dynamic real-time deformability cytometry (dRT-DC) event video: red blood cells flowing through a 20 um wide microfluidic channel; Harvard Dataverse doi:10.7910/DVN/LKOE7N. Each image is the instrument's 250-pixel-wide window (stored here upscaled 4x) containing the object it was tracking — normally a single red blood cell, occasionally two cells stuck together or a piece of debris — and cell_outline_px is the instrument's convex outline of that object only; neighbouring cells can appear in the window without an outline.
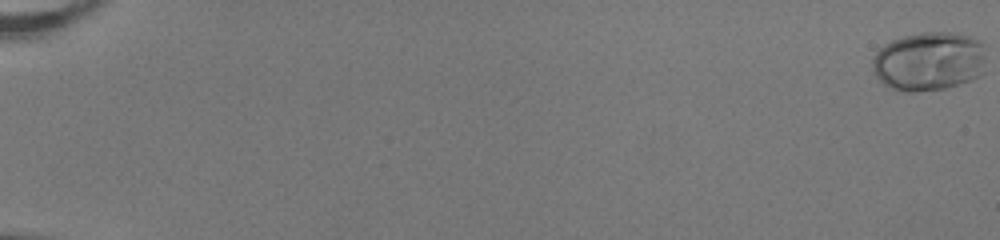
{"species": "human", "species_latin": "Homo sapiens", "temperature_condition": "room temperature", "stored_images_in_passage": 54, "camera_frame_rate_fps": 3000, "um_per_image_px": 0.085, "donor": {"sex": "female"}, "frame": {"image": 1, "passage_image": 1, "time_ms": 0.0, "image_size_px": [1000, 240], "cell_outline_px": [[984, 72], [968, 80], [944, 88], [916, 92], [908, 92], [892, 88], [884, 84], [876, 76], [872, 68], [872, 60], [876, 52], [884, 44], [892, 40], [904, 36], [920, 32], [956, 32], [980, 40], [984, 44]], "centroid_in_image_um": [78.95, 5.19], "position_along_channel_um": 6.1, "area_um2": 39.13}}
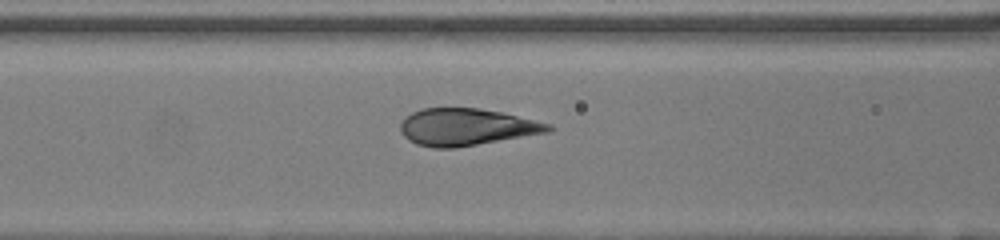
{"frame": {"image": 2, "passage_image": 26, "time_ms": 8.333, "image_size_px": [1000, 240], "cell_outline_px": [[552, 132], [456, 148], [432, 148], [416, 144], [408, 140], [400, 132], [400, 124], [404, 116], [420, 108], [480, 108], [500, 112], [552, 124]], "centroid_in_image_um": [39.63, 10.8], "position_along_channel_um": 127.0, "area_um2": 32.25}}
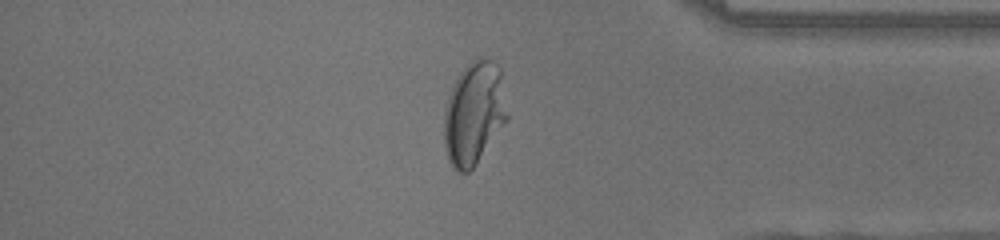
{"frame": {"image": 3, "passage_image": 47, "time_ms": 15.333, "image_size_px": [1000, 240], "cell_outline_px": [[508, 120], [476, 164], [468, 172], [456, 172], [452, 168], [448, 160], [444, 148], [444, 108], [452, 84], [456, 76], [476, 56], [480, 56], [492, 60], [500, 68], [508, 116]], "centroid_in_image_um": [40.27, 9.63], "position_along_channel_um": 394.9, "area_um2": 38.49}, "authors_computed_cell_mechanics": {"area_um2": 33.5529, "velocity_mm_per_s": 4.0333, "shape_relaxation_time_tau1_ms": 3.996, "shape_relaxation_time_tau2_ms": null, "deformation_change_tau1": 0.2246, "deformation_change_tau2": null}}